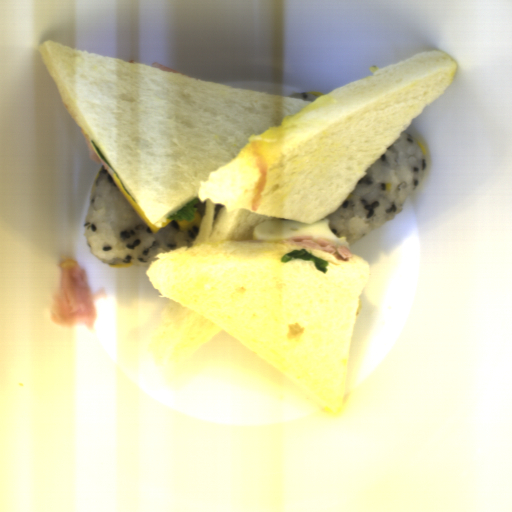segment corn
Wrapping results in <instances>:
<instances>
[{
    "instance_id": "cfcad685",
    "label": "corn",
    "mask_w": 512,
    "mask_h": 512,
    "mask_svg": "<svg viewBox=\"0 0 512 512\" xmlns=\"http://www.w3.org/2000/svg\"><path fill=\"white\" fill-rule=\"evenodd\" d=\"M306 94L315 95V96H317L318 98H319V96L326 95V94L321 93V92H318V91H317V92H309V93H306Z\"/></svg>"
},
{
    "instance_id": "5cfa1b94",
    "label": "corn",
    "mask_w": 512,
    "mask_h": 512,
    "mask_svg": "<svg viewBox=\"0 0 512 512\" xmlns=\"http://www.w3.org/2000/svg\"><path fill=\"white\" fill-rule=\"evenodd\" d=\"M418 144H419L420 151H421L422 155H424L426 157L427 150H426L425 146L421 142H418Z\"/></svg>"
},
{
    "instance_id": "51d56268",
    "label": "corn",
    "mask_w": 512,
    "mask_h": 512,
    "mask_svg": "<svg viewBox=\"0 0 512 512\" xmlns=\"http://www.w3.org/2000/svg\"><path fill=\"white\" fill-rule=\"evenodd\" d=\"M200 219H201L200 213L195 211L194 220H192L191 222H187L185 220H179V219H177V222L181 229H188V228H195L199 224Z\"/></svg>"
},
{
    "instance_id": "f1292c28",
    "label": "corn",
    "mask_w": 512,
    "mask_h": 512,
    "mask_svg": "<svg viewBox=\"0 0 512 512\" xmlns=\"http://www.w3.org/2000/svg\"><path fill=\"white\" fill-rule=\"evenodd\" d=\"M109 267H114V268H131L132 266V263H115V264H110L108 265Z\"/></svg>"
}]
</instances>
